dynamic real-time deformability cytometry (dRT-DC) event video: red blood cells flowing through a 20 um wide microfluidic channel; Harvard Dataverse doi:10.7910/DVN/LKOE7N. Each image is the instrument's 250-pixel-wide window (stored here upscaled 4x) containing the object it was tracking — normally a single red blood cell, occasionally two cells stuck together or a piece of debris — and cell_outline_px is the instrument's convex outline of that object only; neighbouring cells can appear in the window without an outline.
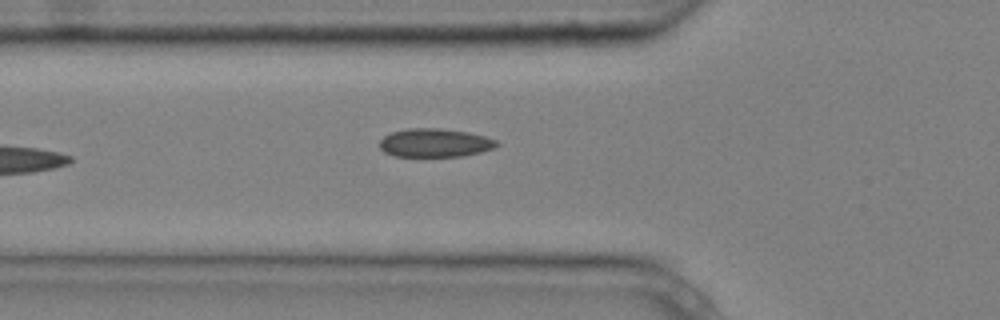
{"species": "common noctule bat (a hibernating species)", "species_latin": "Nyctalus noctula", "temperature_condition": "cold", "stored_images_in_passage": 6, "camera_frame_rate_fps": 3000, "um_per_image_px": 0.085, "animal": {"sex": "male", "body_mass_g": 20.4}, "frame": {"image": 1, "passage_image": 6, "time_ms": 1.667, "image_size_px": [1000, 320], "cell_outline_px": [[500, 144], [496, 148], [464, 156], [392, 156], [384, 152], [380, 148], [380, 140], [384, 136], [392, 132], [408, 128], [440, 128], [468, 132], [484, 136], [496, 140]], "centroid_in_image_um": [36.97, 12.14], "position_along_channel_um": 88.8, "area_um2": 19.54}}